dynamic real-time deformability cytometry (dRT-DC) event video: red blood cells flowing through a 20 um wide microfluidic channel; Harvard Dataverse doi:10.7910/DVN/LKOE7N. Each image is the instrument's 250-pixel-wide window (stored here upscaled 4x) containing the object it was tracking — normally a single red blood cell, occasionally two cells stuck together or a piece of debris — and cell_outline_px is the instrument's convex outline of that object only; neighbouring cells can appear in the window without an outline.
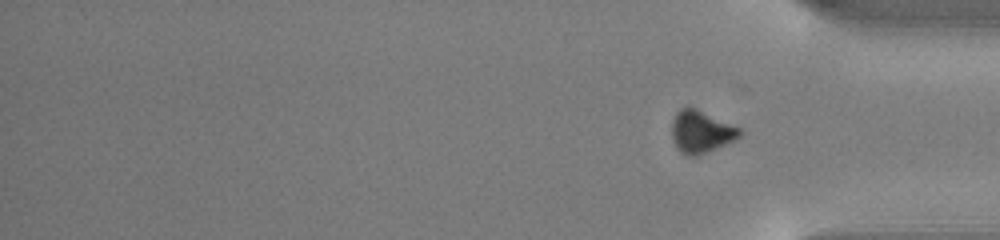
{"species": "common noctule bat (a hibernating species)", "species_latin": "Nyctalus noctula", "temperature_condition": "cold", "stored_images_in_passage": 48, "segment_of_instrument_passage": [2, 2], "camera_frame_rate_fps": 3000, "um_per_image_px": 0.085, "animal": {"sex": "male", "body_mass_g": 13.0, "forearm_length_mm": 53.1}, "frame": {"image": 1, "passage_image": 48, "time_ms": 15.667, "image_size_px": [1000, 240], "cell_outline_px": [[744, 132], [736, 140], [700, 156], [684, 156], [676, 148], [672, 140], [672, 120], [676, 112], [680, 108], [696, 108], [740, 128]], "centroid_in_image_um": [59.59, 11.24], "position_along_channel_um": 375.6, "area_um2": 17.05}}